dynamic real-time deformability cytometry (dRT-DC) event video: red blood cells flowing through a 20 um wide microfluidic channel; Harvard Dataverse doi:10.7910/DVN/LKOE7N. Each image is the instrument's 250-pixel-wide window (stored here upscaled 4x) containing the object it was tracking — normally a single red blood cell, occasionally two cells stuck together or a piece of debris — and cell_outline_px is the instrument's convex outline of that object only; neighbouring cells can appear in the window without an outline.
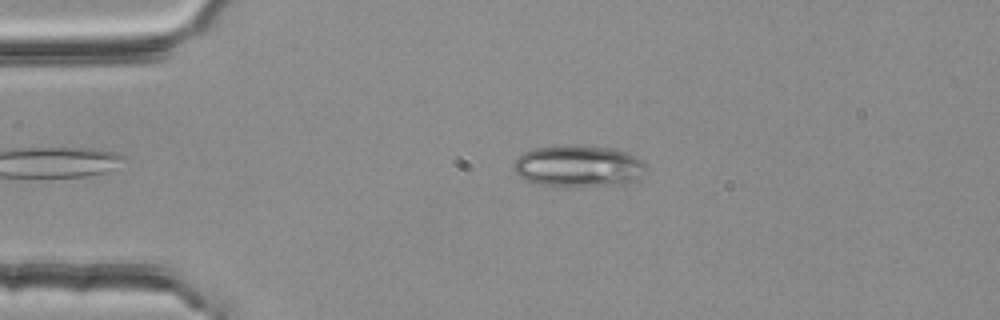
{"species": "common noctule bat (a hibernating species)", "species_latin": "Nyctalus noctula", "temperature_condition": "room temperature", "stored_images_in_passage": 4, "camera_frame_rate_fps": 3000, "um_per_image_px": 0.085, "animal": {"sex": "female", "body_mass_g": 25.1}, "frame": {"image": 1, "passage_image": 3, "time_ms": 0.667, "image_size_px": [1000, 320], "cell_outline_px": [[648, 168], [632, 180], [624, 184], [540, 184], [524, 180], [512, 168], [512, 164], [516, 156], [524, 152], [536, 148], [612, 148], [624, 152], [640, 160]], "centroid_in_image_um": [49.09, 14.13], "position_along_channel_um": 35.9, "area_um2": 30.11}}